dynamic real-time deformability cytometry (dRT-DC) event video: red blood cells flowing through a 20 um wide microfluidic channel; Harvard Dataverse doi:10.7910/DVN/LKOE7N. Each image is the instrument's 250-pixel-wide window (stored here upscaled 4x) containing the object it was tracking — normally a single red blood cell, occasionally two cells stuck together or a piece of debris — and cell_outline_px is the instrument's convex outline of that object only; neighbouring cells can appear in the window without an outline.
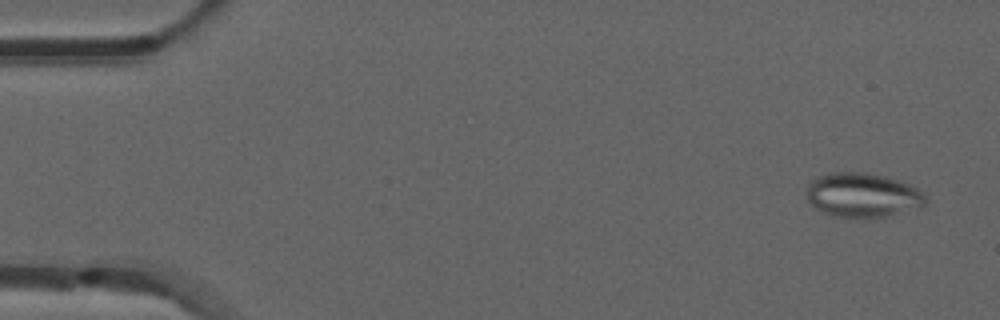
{"species": "common noctule bat (a hibernating species)", "species_latin": "Nyctalus noctula", "temperature_condition": "room temperature", "stored_images_in_passage": 53, "camera_frame_rate_fps": 3000, "um_per_image_px": 0.085, "animal": {"sex": "male", "forearm_length_mm": 52.5}, "frame": {"image": 1, "passage_image": 3, "time_ms": 0.667, "image_size_px": [1000, 320], "cell_outline_px": [[928, 200], [920, 208], [884, 216], [832, 216], [816, 208], [808, 200], [808, 184], [812, 180], [820, 176], [832, 172], [864, 172], [884, 176], [908, 184], [916, 188]], "centroid_in_image_um": [73.32, 16.57], "position_along_channel_um": 11.7, "area_um2": 30.06}}
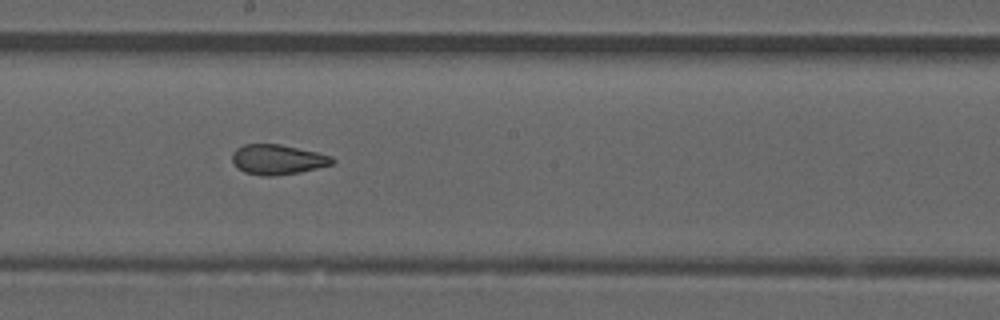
{"frame": {"image": 2, "passage_image": 29, "time_ms": 9.333, "image_size_px": [1000, 320], "cell_outline_px": [[336, 160], [332, 164], [300, 172], [272, 176], [260, 176], [244, 172], [236, 168], [232, 160], [232, 152], [236, 148], [244, 144], [280, 144], [316, 152], [332, 156]], "centroid_in_image_um": [23.56, 13.56], "position_along_channel_um": 224.6, "area_um2": 17.57}}
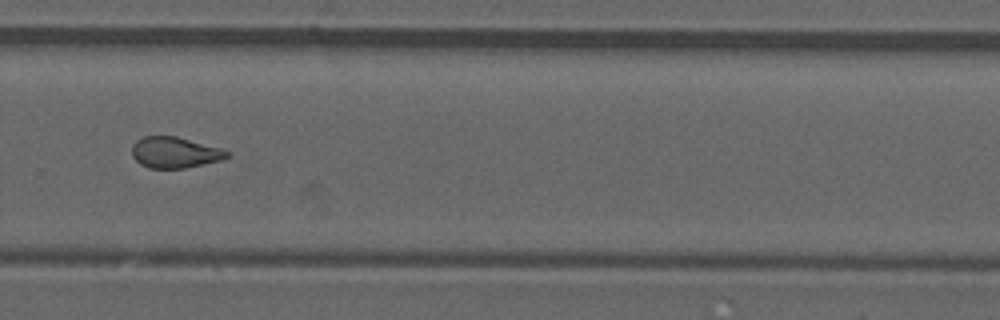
{"frame": {"image": 3, "passage_image": 36, "time_ms": 11.667, "image_size_px": [1000, 320], "cell_outline_px": [[232, 152], [228, 156], [220, 160], [184, 168], [148, 168], [140, 164], [132, 156], [132, 144], [136, 140], [144, 136], [176, 136], [220, 148]], "centroid_in_image_um": [14.83, 12.95], "position_along_channel_um": 315.0, "area_um2": 17.11}, "authors_computed_cell_mechanics": {"area_um2": 18.5538, "velocity_mm_per_s": 3.8852, "shape_relaxation_time_tau1_ms": null, "shape_relaxation_time_tau2_ms": 1.5667, "deformation_change_tau1": null, "deformation_change_tau2": 0.0821}}